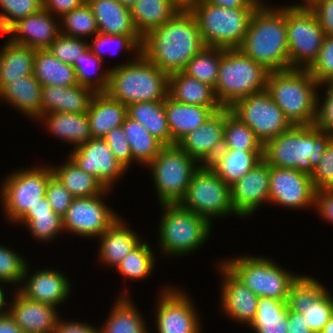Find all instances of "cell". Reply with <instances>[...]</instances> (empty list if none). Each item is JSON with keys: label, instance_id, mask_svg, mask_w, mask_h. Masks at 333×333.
Instances as JSON below:
<instances>
[{"label": "cell", "instance_id": "57", "mask_svg": "<svg viewBox=\"0 0 333 333\" xmlns=\"http://www.w3.org/2000/svg\"><path fill=\"white\" fill-rule=\"evenodd\" d=\"M103 139L107 142L116 159L127 170H130V167L133 166V156L122 126L112 129Z\"/></svg>", "mask_w": 333, "mask_h": 333}, {"label": "cell", "instance_id": "5", "mask_svg": "<svg viewBox=\"0 0 333 333\" xmlns=\"http://www.w3.org/2000/svg\"><path fill=\"white\" fill-rule=\"evenodd\" d=\"M159 205L162 213L155 247L163 257H190L212 238L213 224L205 217L183 208L179 203Z\"/></svg>", "mask_w": 333, "mask_h": 333}, {"label": "cell", "instance_id": "58", "mask_svg": "<svg viewBox=\"0 0 333 333\" xmlns=\"http://www.w3.org/2000/svg\"><path fill=\"white\" fill-rule=\"evenodd\" d=\"M65 87L57 85L42 86L41 116L46 113H64Z\"/></svg>", "mask_w": 333, "mask_h": 333}, {"label": "cell", "instance_id": "8", "mask_svg": "<svg viewBox=\"0 0 333 333\" xmlns=\"http://www.w3.org/2000/svg\"><path fill=\"white\" fill-rule=\"evenodd\" d=\"M269 72L239 49H223L214 88L221 106L230 108L236 101L265 90Z\"/></svg>", "mask_w": 333, "mask_h": 333}, {"label": "cell", "instance_id": "46", "mask_svg": "<svg viewBox=\"0 0 333 333\" xmlns=\"http://www.w3.org/2000/svg\"><path fill=\"white\" fill-rule=\"evenodd\" d=\"M223 48L205 47L186 65L183 72L215 88Z\"/></svg>", "mask_w": 333, "mask_h": 333}, {"label": "cell", "instance_id": "62", "mask_svg": "<svg viewBox=\"0 0 333 333\" xmlns=\"http://www.w3.org/2000/svg\"><path fill=\"white\" fill-rule=\"evenodd\" d=\"M87 0H43V8L49 13L61 18L64 14L78 8Z\"/></svg>", "mask_w": 333, "mask_h": 333}, {"label": "cell", "instance_id": "24", "mask_svg": "<svg viewBox=\"0 0 333 333\" xmlns=\"http://www.w3.org/2000/svg\"><path fill=\"white\" fill-rule=\"evenodd\" d=\"M224 127L225 108H222L177 145L201 165H207L223 149Z\"/></svg>", "mask_w": 333, "mask_h": 333}, {"label": "cell", "instance_id": "29", "mask_svg": "<svg viewBox=\"0 0 333 333\" xmlns=\"http://www.w3.org/2000/svg\"><path fill=\"white\" fill-rule=\"evenodd\" d=\"M41 90L42 85L34 75L20 77L0 91V102L37 122L41 117Z\"/></svg>", "mask_w": 333, "mask_h": 333}, {"label": "cell", "instance_id": "26", "mask_svg": "<svg viewBox=\"0 0 333 333\" xmlns=\"http://www.w3.org/2000/svg\"><path fill=\"white\" fill-rule=\"evenodd\" d=\"M127 222L120 216L97 238L99 243L97 259L102 266L114 270L122 259L143 240Z\"/></svg>", "mask_w": 333, "mask_h": 333}, {"label": "cell", "instance_id": "52", "mask_svg": "<svg viewBox=\"0 0 333 333\" xmlns=\"http://www.w3.org/2000/svg\"><path fill=\"white\" fill-rule=\"evenodd\" d=\"M307 70L319 84L333 77V35L324 37L317 59Z\"/></svg>", "mask_w": 333, "mask_h": 333}, {"label": "cell", "instance_id": "18", "mask_svg": "<svg viewBox=\"0 0 333 333\" xmlns=\"http://www.w3.org/2000/svg\"><path fill=\"white\" fill-rule=\"evenodd\" d=\"M315 189L309 174L292 168L270 166L269 205L285 209L314 208Z\"/></svg>", "mask_w": 333, "mask_h": 333}, {"label": "cell", "instance_id": "32", "mask_svg": "<svg viewBox=\"0 0 333 333\" xmlns=\"http://www.w3.org/2000/svg\"><path fill=\"white\" fill-rule=\"evenodd\" d=\"M262 160L263 150L223 148L207 165L225 183L232 185Z\"/></svg>", "mask_w": 333, "mask_h": 333}, {"label": "cell", "instance_id": "19", "mask_svg": "<svg viewBox=\"0 0 333 333\" xmlns=\"http://www.w3.org/2000/svg\"><path fill=\"white\" fill-rule=\"evenodd\" d=\"M68 156L80 169L96 177L108 189L113 190L128 172L103 138H91L85 144L71 149Z\"/></svg>", "mask_w": 333, "mask_h": 333}, {"label": "cell", "instance_id": "60", "mask_svg": "<svg viewBox=\"0 0 333 333\" xmlns=\"http://www.w3.org/2000/svg\"><path fill=\"white\" fill-rule=\"evenodd\" d=\"M313 209L321 219L333 224V188L315 191Z\"/></svg>", "mask_w": 333, "mask_h": 333}, {"label": "cell", "instance_id": "27", "mask_svg": "<svg viewBox=\"0 0 333 333\" xmlns=\"http://www.w3.org/2000/svg\"><path fill=\"white\" fill-rule=\"evenodd\" d=\"M37 121L43 124L48 134L72 146V149L92 138L87 113L52 112L43 114Z\"/></svg>", "mask_w": 333, "mask_h": 333}, {"label": "cell", "instance_id": "48", "mask_svg": "<svg viewBox=\"0 0 333 333\" xmlns=\"http://www.w3.org/2000/svg\"><path fill=\"white\" fill-rule=\"evenodd\" d=\"M61 33L66 36L90 40L98 33L96 18L86 2L60 18Z\"/></svg>", "mask_w": 333, "mask_h": 333}, {"label": "cell", "instance_id": "66", "mask_svg": "<svg viewBox=\"0 0 333 333\" xmlns=\"http://www.w3.org/2000/svg\"><path fill=\"white\" fill-rule=\"evenodd\" d=\"M54 212L50 206V203L45 197L40 198V202H38L32 209H29L25 214H42Z\"/></svg>", "mask_w": 333, "mask_h": 333}, {"label": "cell", "instance_id": "59", "mask_svg": "<svg viewBox=\"0 0 333 333\" xmlns=\"http://www.w3.org/2000/svg\"><path fill=\"white\" fill-rule=\"evenodd\" d=\"M309 8L316 15L324 35H333V0H316Z\"/></svg>", "mask_w": 333, "mask_h": 333}, {"label": "cell", "instance_id": "63", "mask_svg": "<svg viewBox=\"0 0 333 333\" xmlns=\"http://www.w3.org/2000/svg\"><path fill=\"white\" fill-rule=\"evenodd\" d=\"M288 333H313L303 316V314L288 310Z\"/></svg>", "mask_w": 333, "mask_h": 333}, {"label": "cell", "instance_id": "33", "mask_svg": "<svg viewBox=\"0 0 333 333\" xmlns=\"http://www.w3.org/2000/svg\"><path fill=\"white\" fill-rule=\"evenodd\" d=\"M96 18L98 32L109 35H140L136 30L131 9L118 0H87Z\"/></svg>", "mask_w": 333, "mask_h": 333}, {"label": "cell", "instance_id": "53", "mask_svg": "<svg viewBox=\"0 0 333 333\" xmlns=\"http://www.w3.org/2000/svg\"><path fill=\"white\" fill-rule=\"evenodd\" d=\"M321 90L324 91L322 92L324 93L323 95L320 92ZM313 126L319 130L333 134V90L326 84L319 85L316 97V115Z\"/></svg>", "mask_w": 333, "mask_h": 333}, {"label": "cell", "instance_id": "69", "mask_svg": "<svg viewBox=\"0 0 333 333\" xmlns=\"http://www.w3.org/2000/svg\"><path fill=\"white\" fill-rule=\"evenodd\" d=\"M320 333H333V314L323 327L322 331Z\"/></svg>", "mask_w": 333, "mask_h": 333}, {"label": "cell", "instance_id": "34", "mask_svg": "<svg viewBox=\"0 0 333 333\" xmlns=\"http://www.w3.org/2000/svg\"><path fill=\"white\" fill-rule=\"evenodd\" d=\"M168 96L176 102L204 107H222L214 87L188 76L183 71L168 78Z\"/></svg>", "mask_w": 333, "mask_h": 333}, {"label": "cell", "instance_id": "56", "mask_svg": "<svg viewBox=\"0 0 333 333\" xmlns=\"http://www.w3.org/2000/svg\"><path fill=\"white\" fill-rule=\"evenodd\" d=\"M311 179L315 191L333 188V140L323 152L319 164L314 168Z\"/></svg>", "mask_w": 333, "mask_h": 333}, {"label": "cell", "instance_id": "11", "mask_svg": "<svg viewBox=\"0 0 333 333\" xmlns=\"http://www.w3.org/2000/svg\"><path fill=\"white\" fill-rule=\"evenodd\" d=\"M200 166L177 144L165 145L145 167L150 171L158 204L179 203Z\"/></svg>", "mask_w": 333, "mask_h": 333}, {"label": "cell", "instance_id": "20", "mask_svg": "<svg viewBox=\"0 0 333 333\" xmlns=\"http://www.w3.org/2000/svg\"><path fill=\"white\" fill-rule=\"evenodd\" d=\"M30 266H26L22 284L17 290L29 300L62 308L74 291L66 273L54 267L35 269L33 272Z\"/></svg>", "mask_w": 333, "mask_h": 333}, {"label": "cell", "instance_id": "73", "mask_svg": "<svg viewBox=\"0 0 333 333\" xmlns=\"http://www.w3.org/2000/svg\"><path fill=\"white\" fill-rule=\"evenodd\" d=\"M257 2H259L260 4H268V1L266 0H256Z\"/></svg>", "mask_w": 333, "mask_h": 333}, {"label": "cell", "instance_id": "17", "mask_svg": "<svg viewBox=\"0 0 333 333\" xmlns=\"http://www.w3.org/2000/svg\"><path fill=\"white\" fill-rule=\"evenodd\" d=\"M229 109L253 130L262 144L292 126L266 89L236 101Z\"/></svg>", "mask_w": 333, "mask_h": 333}, {"label": "cell", "instance_id": "22", "mask_svg": "<svg viewBox=\"0 0 333 333\" xmlns=\"http://www.w3.org/2000/svg\"><path fill=\"white\" fill-rule=\"evenodd\" d=\"M216 264L221 279L220 309L236 324L248 326L257 312L258 296L239 281L222 263Z\"/></svg>", "mask_w": 333, "mask_h": 333}, {"label": "cell", "instance_id": "54", "mask_svg": "<svg viewBox=\"0 0 333 333\" xmlns=\"http://www.w3.org/2000/svg\"><path fill=\"white\" fill-rule=\"evenodd\" d=\"M95 94L93 89L79 84L65 87L64 113H87Z\"/></svg>", "mask_w": 333, "mask_h": 333}, {"label": "cell", "instance_id": "30", "mask_svg": "<svg viewBox=\"0 0 333 333\" xmlns=\"http://www.w3.org/2000/svg\"><path fill=\"white\" fill-rule=\"evenodd\" d=\"M222 108L183 104L167 96L165 111L172 140L177 144L184 136L199 128L209 117Z\"/></svg>", "mask_w": 333, "mask_h": 333}, {"label": "cell", "instance_id": "13", "mask_svg": "<svg viewBox=\"0 0 333 333\" xmlns=\"http://www.w3.org/2000/svg\"><path fill=\"white\" fill-rule=\"evenodd\" d=\"M160 287L154 305V332L203 333V315H200L202 313H199L190 293L178 285Z\"/></svg>", "mask_w": 333, "mask_h": 333}, {"label": "cell", "instance_id": "71", "mask_svg": "<svg viewBox=\"0 0 333 333\" xmlns=\"http://www.w3.org/2000/svg\"><path fill=\"white\" fill-rule=\"evenodd\" d=\"M124 7L131 9L137 0H118Z\"/></svg>", "mask_w": 333, "mask_h": 333}, {"label": "cell", "instance_id": "2", "mask_svg": "<svg viewBox=\"0 0 333 333\" xmlns=\"http://www.w3.org/2000/svg\"><path fill=\"white\" fill-rule=\"evenodd\" d=\"M238 49L270 72L289 69L286 4H260Z\"/></svg>", "mask_w": 333, "mask_h": 333}, {"label": "cell", "instance_id": "37", "mask_svg": "<svg viewBox=\"0 0 333 333\" xmlns=\"http://www.w3.org/2000/svg\"><path fill=\"white\" fill-rule=\"evenodd\" d=\"M127 116L141 123L164 145H175L168 128L165 101L138 102L127 106Z\"/></svg>", "mask_w": 333, "mask_h": 333}, {"label": "cell", "instance_id": "55", "mask_svg": "<svg viewBox=\"0 0 333 333\" xmlns=\"http://www.w3.org/2000/svg\"><path fill=\"white\" fill-rule=\"evenodd\" d=\"M45 196L52 210L61 218L66 214V211L75 198L54 175L49 178Z\"/></svg>", "mask_w": 333, "mask_h": 333}, {"label": "cell", "instance_id": "38", "mask_svg": "<svg viewBox=\"0 0 333 333\" xmlns=\"http://www.w3.org/2000/svg\"><path fill=\"white\" fill-rule=\"evenodd\" d=\"M66 156L62 164L54 165L52 163L53 165L50 164V166L53 175L75 198L96 196L106 189L96 177L80 169L68 155Z\"/></svg>", "mask_w": 333, "mask_h": 333}, {"label": "cell", "instance_id": "25", "mask_svg": "<svg viewBox=\"0 0 333 333\" xmlns=\"http://www.w3.org/2000/svg\"><path fill=\"white\" fill-rule=\"evenodd\" d=\"M9 293L12 297H9L7 312L24 333H54L61 313L58 308L29 300L18 290Z\"/></svg>", "mask_w": 333, "mask_h": 333}, {"label": "cell", "instance_id": "67", "mask_svg": "<svg viewBox=\"0 0 333 333\" xmlns=\"http://www.w3.org/2000/svg\"><path fill=\"white\" fill-rule=\"evenodd\" d=\"M5 288L7 289V286H5V285L3 286L2 284H0V316L5 315L8 310V299H9L8 294L9 293H7Z\"/></svg>", "mask_w": 333, "mask_h": 333}, {"label": "cell", "instance_id": "50", "mask_svg": "<svg viewBox=\"0 0 333 333\" xmlns=\"http://www.w3.org/2000/svg\"><path fill=\"white\" fill-rule=\"evenodd\" d=\"M42 8L43 0H0V34L3 35L17 21Z\"/></svg>", "mask_w": 333, "mask_h": 333}, {"label": "cell", "instance_id": "61", "mask_svg": "<svg viewBox=\"0 0 333 333\" xmlns=\"http://www.w3.org/2000/svg\"><path fill=\"white\" fill-rule=\"evenodd\" d=\"M100 326H95L94 323H88L79 320L63 319L61 315L56 322L54 333H100Z\"/></svg>", "mask_w": 333, "mask_h": 333}, {"label": "cell", "instance_id": "31", "mask_svg": "<svg viewBox=\"0 0 333 333\" xmlns=\"http://www.w3.org/2000/svg\"><path fill=\"white\" fill-rule=\"evenodd\" d=\"M92 138H103L121 127L127 117V105L112 99L106 92L96 93L87 111Z\"/></svg>", "mask_w": 333, "mask_h": 333}, {"label": "cell", "instance_id": "42", "mask_svg": "<svg viewBox=\"0 0 333 333\" xmlns=\"http://www.w3.org/2000/svg\"><path fill=\"white\" fill-rule=\"evenodd\" d=\"M151 242L143 239L130 253L122 259L114 271L130 281H141L150 277L157 266L155 248ZM152 247V248H151ZM155 256V257H154Z\"/></svg>", "mask_w": 333, "mask_h": 333}, {"label": "cell", "instance_id": "21", "mask_svg": "<svg viewBox=\"0 0 333 333\" xmlns=\"http://www.w3.org/2000/svg\"><path fill=\"white\" fill-rule=\"evenodd\" d=\"M270 165L260 161L245 176L230 185L231 202L235 213L247 219L269 204Z\"/></svg>", "mask_w": 333, "mask_h": 333}, {"label": "cell", "instance_id": "44", "mask_svg": "<svg viewBox=\"0 0 333 333\" xmlns=\"http://www.w3.org/2000/svg\"><path fill=\"white\" fill-rule=\"evenodd\" d=\"M22 226L39 243H54L64 233L62 218L55 212L24 214L13 226ZM24 225V226H23Z\"/></svg>", "mask_w": 333, "mask_h": 333}, {"label": "cell", "instance_id": "35", "mask_svg": "<svg viewBox=\"0 0 333 333\" xmlns=\"http://www.w3.org/2000/svg\"><path fill=\"white\" fill-rule=\"evenodd\" d=\"M36 50L11 42L8 38L0 47V91L12 80L33 75Z\"/></svg>", "mask_w": 333, "mask_h": 333}, {"label": "cell", "instance_id": "70", "mask_svg": "<svg viewBox=\"0 0 333 333\" xmlns=\"http://www.w3.org/2000/svg\"><path fill=\"white\" fill-rule=\"evenodd\" d=\"M301 3L287 4L293 7H310L316 0H300Z\"/></svg>", "mask_w": 333, "mask_h": 333}, {"label": "cell", "instance_id": "28", "mask_svg": "<svg viewBox=\"0 0 333 333\" xmlns=\"http://www.w3.org/2000/svg\"><path fill=\"white\" fill-rule=\"evenodd\" d=\"M121 291L118 297L116 296L106 320L100 325V333H150L146 318L138 305L134 304L130 290L124 287Z\"/></svg>", "mask_w": 333, "mask_h": 333}, {"label": "cell", "instance_id": "51", "mask_svg": "<svg viewBox=\"0 0 333 333\" xmlns=\"http://www.w3.org/2000/svg\"><path fill=\"white\" fill-rule=\"evenodd\" d=\"M88 41L89 40L66 36L61 33L50 45L48 50L58 60L72 65L74 61H78L81 54L89 49Z\"/></svg>", "mask_w": 333, "mask_h": 333}, {"label": "cell", "instance_id": "39", "mask_svg": "<svg viewBox=\"0 0 333 333\" xmlns=\"http://www.w3.org/2000/svg\"><path fill=\"white\" fill-rule=\"evenodd\" d=\"M33 75L42 86L69 87L78 84L75 68L58 60L48 49L36 50Z\"/></svg>", "mask_w": 333, "mask_h": 333}, {"label": "cell", "instance_id": "6", "mask_svg": "<svg viewBox=\"0 0 333 333\" xmlns=\"http://www.w3.org/2000/svg\"><path fill=\"white\" fill-rule=\"evenodd\" d=\"M319 83L307 69L269 72L266 90L293 126L313 125Z\"/></svg>", "mask_w": 333, "mask_h": 333}, {"label": "cell", "instance_id": "3", "mask_svg": "<svg viewBox=\"0 0 333 333\" xmlns=\"http://www.w3.org/2000/svg\"><path fill=\"white\" fill-rule=\"evenodd\" d=\"M332 140V133L313 125H293L263 144V160L270 166L292 168L311 176Z\"/></svg>", "mask_w": 333, "mask_h": 333}, {"label": "cell", "instance_id": "10", "mask_svg": "<svg viewBox=\"0 0 333 333\" xmlns=\"http://www.w3.org/2000/svg\"><path fill=\"white\" fill-rule=\"evenodd\" d=\"M53 175L50 164L17 168L5 174L0 184V207L6 222L15 224L40 198L45 197L49 178Z\"/></svg>", "mask_w": 333, "mask_h": 333}, {"label": "cell", "instance_id": "47", "mask_svg": "<svg viewBox=\"0 0 333 333\" xmlns=\"http://www.w3.org/2000/svg\"><path fill=\"white\" fill-rule=\"evenodd\" d=\"M90 40L88 41L89 49L91 50V52L94 55H96L102 61L105 60L104 56L107 54L106 53V51L108 50L107 46H110V45L115 46L117 48V50L114 49V51H116V53L121 52V53L129 54V55H126L129 57L130 56L137 57L141 53V48H142V43H143V38L140 35H109V34H103L100 32H98ZM111 51H113V50H111ZM111 51H109V53H108L109 55L112 53Z\"/></svg>", "mask_w": 333, "mask_h": 333}, {"label": "cell", "instance_id": "23", "mask_svg": "<svg viewBox=\"0 0 333 333\" xmlns=\"http://www.w3.org/2000/svg\"><path fill=\"white\" fill-rule=\"evenodd\" d=\"M60 34V18L42 8L17 21L3 35L15 44L38 50L48 49Z\"/></svg>", "mask_w": 333, "mask_h": 333}, {"label": "cell", "instance_id": "43", "mask_svg": "<svg viewBox=\"0 0 333 333\" xmlns=\"http://www.w3.org/2000/svg\"><path fill=\"white\" fill-rule=\"evenodd\" d=\"M104 64V65H103ZM75 75L79 85L89 87L96 93L106 92L109 85L110 67L94 55L90 49L74 61Z\"/></svg>", "mask_w": 333, "mask_h": 333}, {"label": "cell", "instance_id": "36", "mask_svg": "<svg viewBox=\"0 0 333 333\" xmlns=\"http://www.w3.org/2000/svg\"><path fill=\"white\" fill-rule=\"evenodd\" d=\"M179 8L171 0H137L131 8L134 26L143 38L172 19Z\"/></svg>", "mask_w": 333, "mask_h": 333}, {"label": "cell", "instance_id": "9", "mask_svg": "<svg viewBox=\"0 0 333 333\" xmlns=\"http://www.w3.org/2000/svg\"><path fill=\"white\" fill-rule=\"evenodd\" d=\"M255 9H226L200 0L190 12L196 18L206 47L238 49L246 36Z\"/></svg>", "mask_w": 333, "mask_h": 333}, {"label": "cell", "instance_id": "49", "mask_svg": "<svg viewBox=\"0 0 333 333\" xmlns=\"http://www.w3.org/2000/svg\"><path fill=\"white\" fill-rule=\"evenodd\" d=\"M21 254L10 246L0 245V284L10 289L12 287L13 290H17L22 284L25 269L29 263Z\"/></svg>", "mask_w": 333, "mask_h": 333}, {"label": "cell", "instance_id": "12", "mask_svg": "<svg viewBox=\"0 0 333 333\" xmlns=\"http://www.w3.org/2000/svg\"><path fill=\"white\" fill-rule=\"evenodd\" d=\"M179 204L205 217L213 225V220L216 219L239 217L232 207L230 185L219 178L208 165H201L195 172Z\"/></svg>", "mask_w": 333, "mask_h": 333}, {"label": "cell", "instance_id": "40", "mask_svg": "<svg viewBox=\"0 0 333 333\" xmlns=\"http://www.w3.org/2000/svg\"><path fill=\"white\" fill-rule=\"evenodd\" d=\"M122 129L130 145L133 164L146 167L165 146L139 122L126 117Z\"/></svg>", "mask_w": 333, "mask_h": 333}, {"label": "cell", "instance_id": "65", "mask_svg": "<svg viewBox=\"0 0 333 333\" xmlns=\"http://www.w3.org/2000/svg\"><path fill=\"white\" fill-rule=\"evenodd\" d=\"M0 333H24V332L7 312L5 315L0 316Z\"/></svg>", "mask_w": 333, "mask_h": 333}, {"label": "cell", "instance_id": "7", "mask_svg": "<svg viewBox=\"0 0 333 333\" xmlns=\"http://www.w3.org/2000/svg\"><path fill=\"white\" fill-rule=\"evenodd\" d=\"M220 261L258 297H270L286 302L291 284L300 275L264 255H234V258H222Z\"/></svg>", "mask_w": 333, "mask_h": 333}, {"label": "cell", "instance_id": "41", "mask_svg": "<svg viewBox=\"0 0 333 333\" xmlns=\"http://www.w3.org/2000/svg\"><path fill=\"white\" fill-rule=\"evenodd\" d=\"M288 305L286 301L259 297L257 312L247 326L252 333H288Z\"/></svg>", "mask_w": 333, "mask_h": 333}, {"label": "cell", "instance_id": "4", "mask_svg": "<svg viewBox=\"0 0 333 333\" xmlns=\"http://www.w3.org/2000/svg\"><path fill=\"white\" fill-rule=\"evenodd\" d=\"M124 62V63H123ZM110 68L106 93L124 105L138 102L165 101L169 75L143 53Z\"/></svg>", "mask_w": 333, "mask_h": 333}, {"label": "cell", "instance_id": "16", "mask_svg": "<svg viewBox=\"0 0 333 333\" xmlns=\"http://www.w3.org/2000/svg\"><path fill=\"white\" fill-rule=\"evenodd\" d=\"M333 292L319 279L300 274L291 284L288 310L303 314L309 329L320 333L333 314Z\"/></svg>", "mask_w": 333, "mask_h": 333}, {"label": "cell", "instance_id": "15", "mask_svg": "<svg viewBox=\"0 0 333 333\" xmlns=\"http://www.w3.org/2000/svg\"><path fill=\"white\" fill-rule=\"evenodd\" d=\"M112 191L106 188L96 196L74 198L62 217L64 234L97 240L120 217L106 202Z\"/></svg>", "mask_w": 333, "mask_h": 333}, {"label": "cell", "instance_id": "1", "mask_svg": "<svg viewBox=\"0 0 333 333\" xmlns=\"http://www.w3.org/2000/svg\"><path fill=\"white\" fill-rule=\"evenodd\" d=\"M205 47L194 15L190 11H179L143 37L141 53L170 75L183 71Z\"/></svg>", "mask_w": 333, "mask_h": 333}, {"label": "cell", "instance_id": "14", "mask_svg": "<svg viewBox=\"0 0 333 333\" xmlns=\"http://www.w3.org/2000/svg\"><path fill=\"white\" fill-rule=\"evenodd\" d=\"M289 69H308L317 59L325 37L309 7L286 5Z\"/></svg>", "mask_w": 333, "mask_h": 333}, {"label": "cell", "instance_id": "68", "mask_svg": "<svg viewBox=\"0 0 333 333\" xmlns=\"http://www.w3.org/2000/svg\"><path fill=\"white\" fill-rule=\"evenodd\" d=\"M180 11H190L200 0H171Z\"/></svg>", "mask_w": 333, "mask_h": 333}, {"label": "cell", "instance_id": "45", "mask_svg": "<svg viewBox=\"0 0 333 333\" xmlns=\"http://www.w3.org/2000/svg\"><path fill=\"white\" fill-rule=\"evenodd\" d=\"M224 149L263 150V144L253 130L225 108Z\"/></svg>", "mask_w": 333, "mask_h": 333}, {"label": "cell", "instance_id": "64", "mask_svg": "<svg viewBox=\"0 0 333 333\" xmlns=\"http://www.w3.org/2000/svg\"><path fill=\"white\" fill-rule=\"evenodd\" d=\"M207 3L223 7L231 8H257L260 3L256 0H205Z\"/></svg>", "mask_w": 333, "mask_h": 333}, {"label": "cell", "instance_id": "72", "mask_svg": "<svg viewBox=\"0 0 333 333\" xmlns=\"http://www.w3.org/2000/svg\"><path fill=\"white\" fill-rule=\"evenodd\" d=\"M330 89L333 90V77L325 83Z\"/></svg>", "mask_w": 333, "mask_h": 333}]
</instances>
